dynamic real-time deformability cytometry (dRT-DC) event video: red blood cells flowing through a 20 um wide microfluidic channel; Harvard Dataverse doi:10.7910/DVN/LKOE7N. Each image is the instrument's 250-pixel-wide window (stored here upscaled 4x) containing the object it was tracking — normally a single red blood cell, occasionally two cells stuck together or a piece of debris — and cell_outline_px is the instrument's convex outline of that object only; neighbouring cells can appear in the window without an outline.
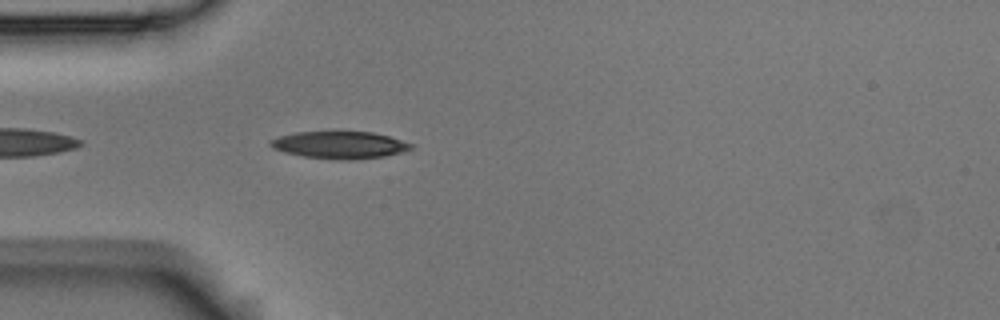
{"species": "Egyptian fruit bat (a non-hibernating species)", "species_latin": "Rousettus aegyptiacus", "temperature_condition": "room temperature", "stored_images_in_passage": 15, "camera_frame_rate_fps": 3000, "um_per_image_px": 0.085, "animal": {"sex": "male"}, "frame": {"image": 1, "passage_image": 3, "time_ms": 0.667, "image_size_px": [1000, 320], "cell_outline_px": [[412, 148], [404, 152], [384, 156], [348, 160], [304, 156], [284, 152], [272, 148], [268, 144], [272, 140], [280, 136], [296, 132], [372, 132], [388, 136], [412, 144]], "centroid_in_image_um": [28.87, 12.32], "position_along_channel_um": 56.1, "area_um2": 21.91}}
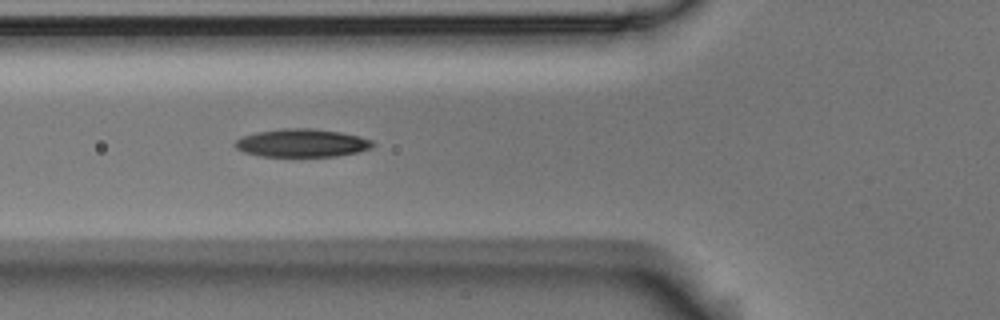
{"frame": {"image": 2, "passage_image": 7, "time_ms": 2.0, "image_size_px": [1000, 320], "cell_outline_px": [[376, 144], [372, 148], [356, 152], [336, 156], [260, 156], [244, 152], [236, 148], [236, 140], [244, 136], [256, 132], [284, 128], [312, 128], [340, 132], [360, 136], [372, 140]], "centroid_in_image_um": [25.7, 12.15], "position_along_channel_um": 100.1, "area_um2": 22.43}}
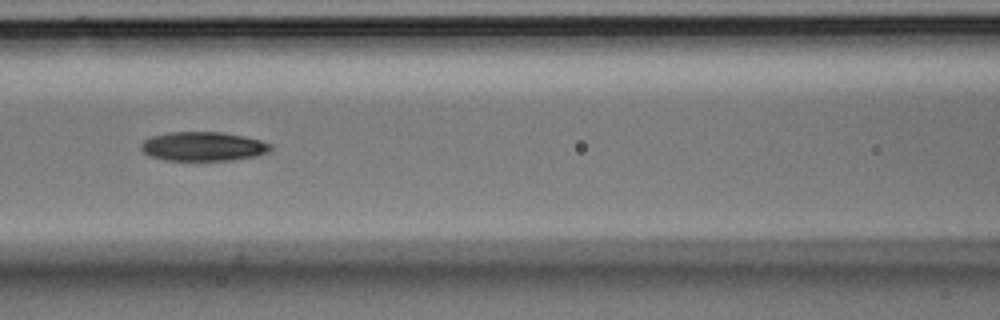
{"frame": {"image": 3, "passage_image": 11, "time_ms": 3.333, "image_size_px": [1000, 320], "cell_outline_px": [[272, 148], [268, 152], [256, 156], [232, 160], [164, 160], [148, 156], [140, 148], [140, 144], [144, 140], [152, 136], [168, 132], [220, 132], [244, 136], [260, 140], [272, 144]], "centroid_in_image_um": [17.25, 12.44], "position_along_channel_um": 149.3, "area_um2": 22.08}}